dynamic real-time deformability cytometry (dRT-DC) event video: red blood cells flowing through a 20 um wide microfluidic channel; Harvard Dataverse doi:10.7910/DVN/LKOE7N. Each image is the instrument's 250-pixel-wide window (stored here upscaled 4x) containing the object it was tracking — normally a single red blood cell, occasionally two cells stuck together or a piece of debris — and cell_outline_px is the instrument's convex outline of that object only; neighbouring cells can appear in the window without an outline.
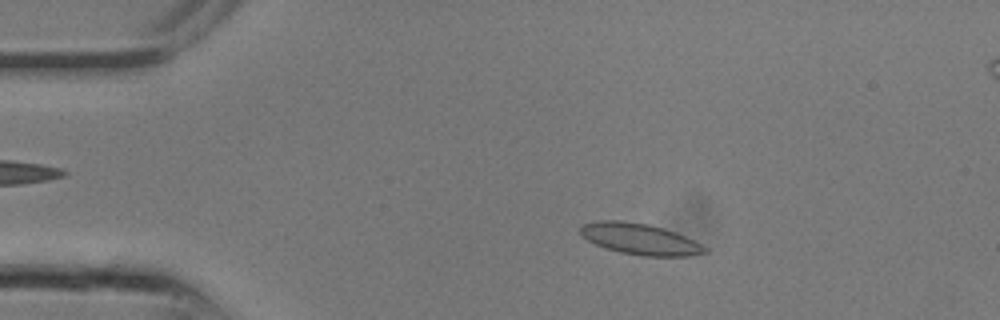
{"species": "common noctule bat (a hibernating species)", "species_latin": "Nyctalus noctula", "temperature_condition": "room temperature", "stored_images_in_passage": 11, "camera_frame_rate_fps": 3000, "um_per_image_px": 0.085, "animal": {"sex": "male", "body_mass_g": 13.3}, "frame": {"image": 1, "passage_image": 5, "time_ms": 1.333, "image_size_px": [1000, 320], "cell_outline_px": [[708, 252], [692, 256], [644, 256], [620, 252], [596, 244], [588, 240], [580, 232], [580, 224], [596, 220], [620, 220], [648, 224], [684, 236], [708, 248]], "centroid_in_image_um": [54.37, 20.31], "position_along_channel_um": 30.6, "area_um2": 22.31}}
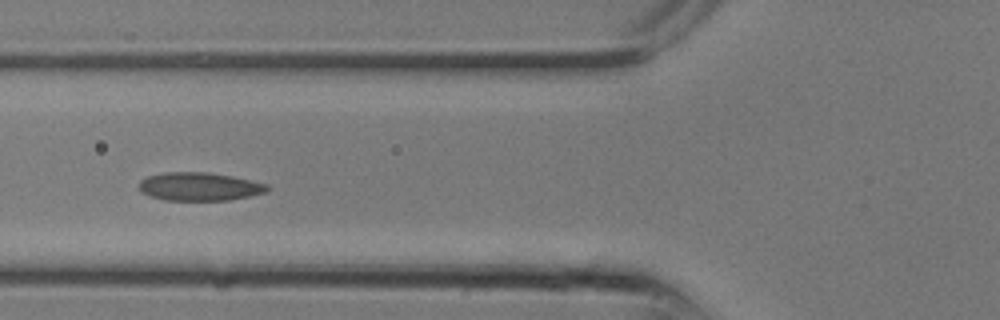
{"frame": {"image": 2, "passage_image": 10, "time_ms": 3.0, "image_size_px": [1000, 320], "cell_outline_px": [[272, 188], [268, 192], [228, 200], [164, 200], [140, 192], [140, 180], [148, 176], [164, 172], [208, 172], [232, 176], [268, 184]], "centroid_in_image_um": [16.98, 15.85], "position_along_channel_um": 108.8, "area_um2": 21.15}}